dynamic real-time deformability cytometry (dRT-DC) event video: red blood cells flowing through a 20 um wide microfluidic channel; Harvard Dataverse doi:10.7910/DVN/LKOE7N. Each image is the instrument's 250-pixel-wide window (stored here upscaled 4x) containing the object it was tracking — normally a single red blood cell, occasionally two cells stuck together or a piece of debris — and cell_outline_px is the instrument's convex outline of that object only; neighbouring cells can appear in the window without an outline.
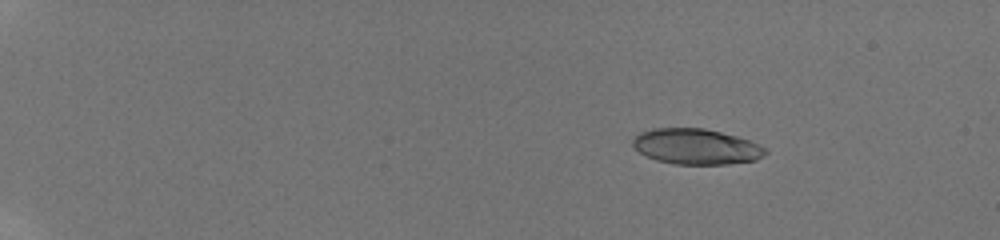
{"species": "human", "species_latin": "Homo sapiens", "temperature_condition": "room temperature", "stored_images_in_passage": 20, "camera_frame_rate_fps": 3000, "um_per_image_px": 0.085, "donor": {"sex": "male"}, "frame": {"image": 1, "passage_image": 4, "time_ms": 3.333, "image_size_px": [1000, 240], "cell_outline_px": [[768, 152], [764, 156], [756, 160], [728, 164], [676, 164], [656, 160], [640, 152], [632, 144], [632, 140], [640, 132], [652, 128], [704, 128], [736, 136], [760, 144], [768, 148]], "centroid_in_image_um": [59.21, 12.46], "position_along_channel_um": 25.8, "area_um2": 27.51}}
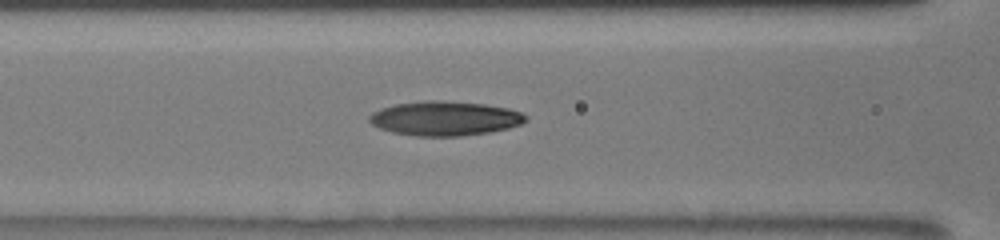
{"frame": {"image": 2, "passage_image": 15, "time_ms": 9.667, "image_size_px": [1000, 240], "cell_outline_px": [[528, 120], [520, 124], [508, 128], [488, 132], [460, 136], [416, 136], [392, 132], [380, 128], [372, 124], [368, 120], [368, 116], [372, 112], [380, 108], [396, 104], [424, 100], [444, 100], [484, 104], [508, 108], [520, 112], [528, 116]], "centroid_in_image_um": [37.8, 10.05], "position_along_channel_um": 128.8, "area_um2": 31.44}}
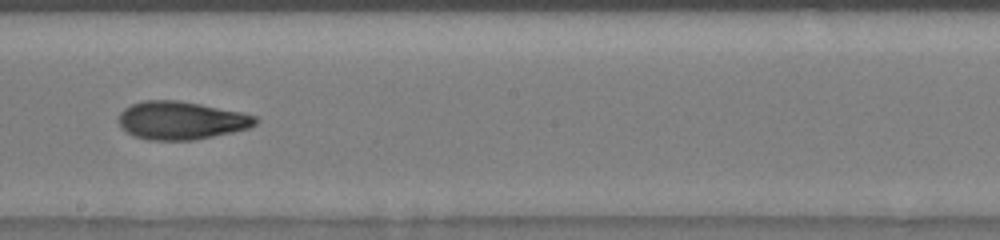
{"frame": {"image": 3, "passage_image": 20, "time_ms": 12.333, "image_size_px": [1000, 240], "cell_outline_px": [[260, 120], [256, 124], [248, 128], [232, 132], [192, 140], [148, 140], [132, 136], [120, 128], [116, 120], [120, 112], [124, 108], [132, 104], [144, 100], [176, 100], [200, 104], [240, 112], [256, 116]], "centroid_in_image_um": [15.33, 10.24], "position_along_channel_um": 232.9, "area_um2": 30.52}}